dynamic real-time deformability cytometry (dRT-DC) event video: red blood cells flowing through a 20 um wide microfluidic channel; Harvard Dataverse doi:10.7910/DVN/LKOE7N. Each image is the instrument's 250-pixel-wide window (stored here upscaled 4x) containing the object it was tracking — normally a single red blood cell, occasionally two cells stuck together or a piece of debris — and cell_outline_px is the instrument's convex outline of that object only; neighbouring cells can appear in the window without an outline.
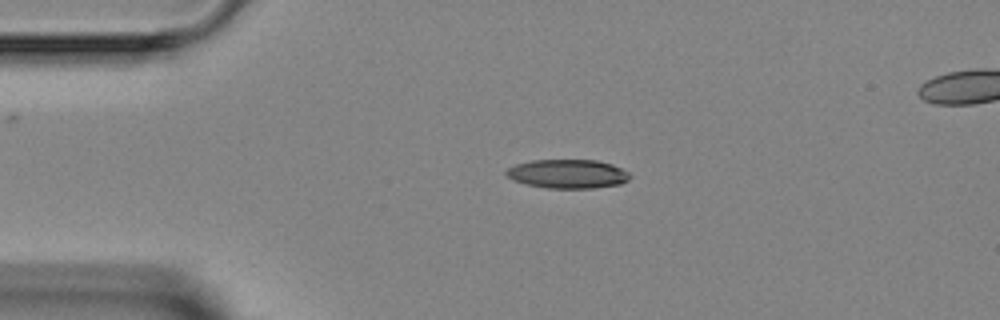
{"species": "Egyptian fruit bat (a non-hibernating species)", "species_latin": "Rousettus aegyptiacus", "temperature_condition": "room temperature", "stored_images_in_passage": 4, "camera_frame_rate_fps": 3000, "um_per_image_px": 0.085, "animal": {"sex": "female"}, "frame": {"image": 1, "passage_image": 2, "time_ms": 1.0, "image_size_px": [1000, 320], "cell_outline_px": [[632, 176], [628, 180], [620, 184], [592, 188], [548, 188], [528, 184], [512, 180], [504, 172], [508, 168], [516, 164], [532, 160], [596, 160], [612, 164], [628, 172]], "centroid_in_image_um": [48.26, 14.77], "position_along_channel_um": 36.7, "area_um2": 20.75}}
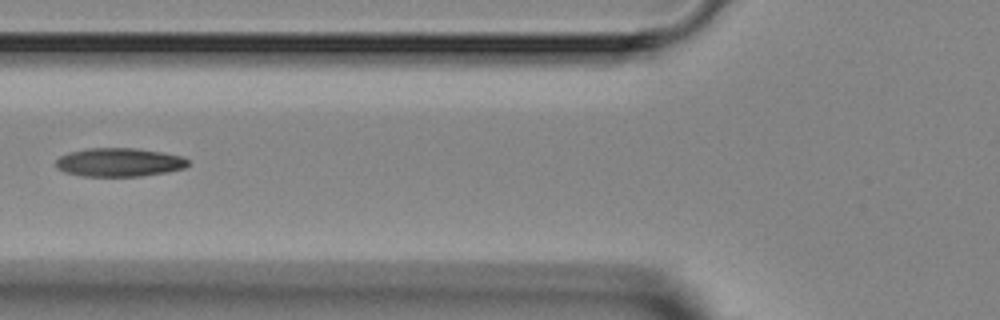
{"frame": {"image": 2, "passage_image": 4, "time_ms": 3.667, "image_size_px": [1000, 320], "cell_outline_px": [[188, 164], [184, 168], [164, 172], [140, 176], [84, 176], [64, 172], [56, 168], [56, 160], [60, 156], [68, 152], [88, 148], [136, 148], [164, 152], [184, 156], [188, 160]], "centroid_in_image_um": [10.12, 13.78], "position_along_channel_um": 115.7, "area_um2": 22.08}}